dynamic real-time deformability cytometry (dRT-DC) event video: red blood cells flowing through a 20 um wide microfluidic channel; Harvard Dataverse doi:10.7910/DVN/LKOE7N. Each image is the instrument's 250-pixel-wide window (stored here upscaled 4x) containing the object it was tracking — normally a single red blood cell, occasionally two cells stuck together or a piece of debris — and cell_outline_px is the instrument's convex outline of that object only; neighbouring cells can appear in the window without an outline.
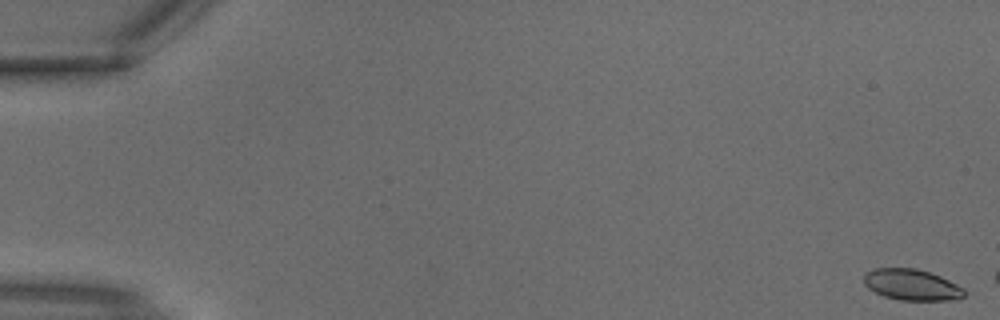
{"species": "common noctule bat (a hibernating species)", "species_latin": "Nyctalus noctula", "temperature_condition": "warm", "stored_images_in_passage": 4, "camera_frame_rate_fps": 3000, "um_per_image_px": 0.085, "animal": {"sex": "male", "body_mass_g": 18.8}, "frame": {"image": 1, "passage_image": 1, "time_ms": 0.0, "image_size_px": [1000, 320], "cell_outline_px": [[964, 296], [948, 300], [900, 300], [884, 296], [868, 288], [864, 284], [864, 276], [872, 268], [916, 268], [940, 276], [964, 288]], "centroid_in_image_um": [77.47, 24.2], "position_along_channel_um": 7.5, "area_um2": 17.98}}